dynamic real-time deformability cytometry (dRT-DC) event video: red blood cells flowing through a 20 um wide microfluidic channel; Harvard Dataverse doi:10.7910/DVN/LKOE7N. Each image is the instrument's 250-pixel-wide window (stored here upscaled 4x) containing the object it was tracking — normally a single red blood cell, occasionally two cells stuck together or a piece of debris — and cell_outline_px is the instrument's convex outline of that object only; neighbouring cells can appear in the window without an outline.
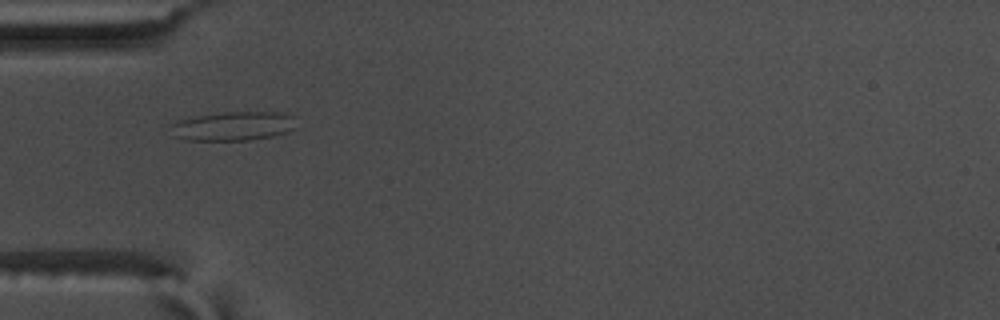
{"species": "common noctule bat (a hibernating species)", "species_latin": "Nyctalus noctula", "temperature_condition": "warm", "stored_images_in_passage": 22, "camera_frame_rate_fps": 3000, "um_per_image_px": 0.085, "animal": {"sex": "male", "body_mass_g": 17.5, "forearm_length_mm": 52.3}, "frame": {"image": 1, "passage_image": 1, "time_ms": 0.0, "image_size_px": [1000, 320], "cell_outline_px": [[296, 128], [288, 132], [272, 136], [248, 140], [188, 140], [172, 136], [168, 124], [176, 120], [196, 116], [220, 112], [280, 112], [292, 116]], "centroid_in_image_um": [19.75, 10.71], "position_along_channel_um": 65.2, "area_um2": 21.5}}